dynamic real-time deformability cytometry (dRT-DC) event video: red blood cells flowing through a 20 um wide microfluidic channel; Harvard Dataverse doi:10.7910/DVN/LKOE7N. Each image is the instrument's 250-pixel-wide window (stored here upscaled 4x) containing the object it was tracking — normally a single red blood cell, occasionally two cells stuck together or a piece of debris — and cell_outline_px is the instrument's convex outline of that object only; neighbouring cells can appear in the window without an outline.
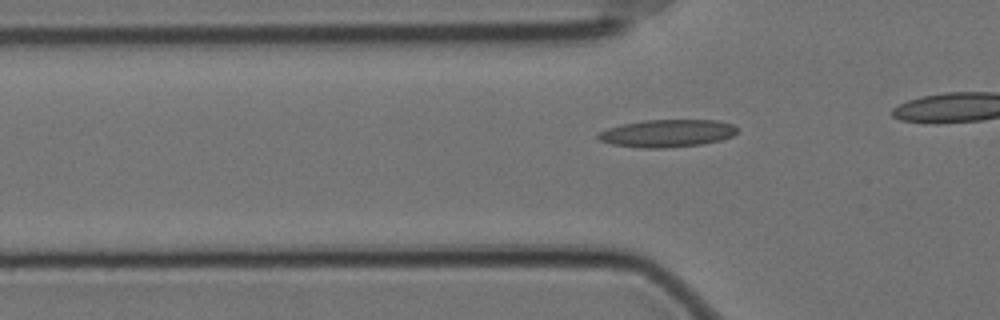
{"species": "Egyptian fruit bat (a non-hibernating species)", "species_latin": "Rousettus aegyptiacus", "temperature_condition": "cold", "stored_images_in_passage": 42, "camera_frame_rate_fps": 3000, "um_per_image_px": 0.085, "animal": {"sex": "female"}, "frame": {"image": 1, "passage_image": 15, "time_ms": 4.667, "image_size_px": [1000, 320], "cell_outline_px": [[736, 132], [732, 136], [720, 140], [700, 144], [664, 148], [644, 148], [612, 144], [600, 140], [596, 136], [600, 132], [608, 128], [620, 124], [644, 120], [716, 120], [732, 124], [736, 128]], "centroid_in_image_um": [56.68, 11.32], "position_along_channel_um": 69.1, "area_um2": 22.14}}
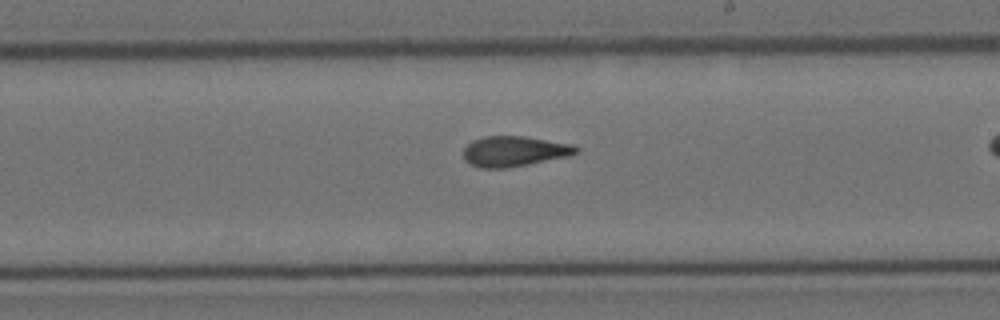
{"frame": {"image": 2, "passage_image": 30, "time_ms": 9.667, "image_size_px": [1000, 320], "cell_outline_px": [[580, 152], [572, 156], [508, 168], [480, 168], [468, 164], [464, 160], [464, 148], [472, 140], [484, 136], [524, 136], [572, 144], [580, 148]], "centroid_in_image_um": [43.74, 12.87], "position_along_channel_um": 245.3, "area_um2": 20.29}}
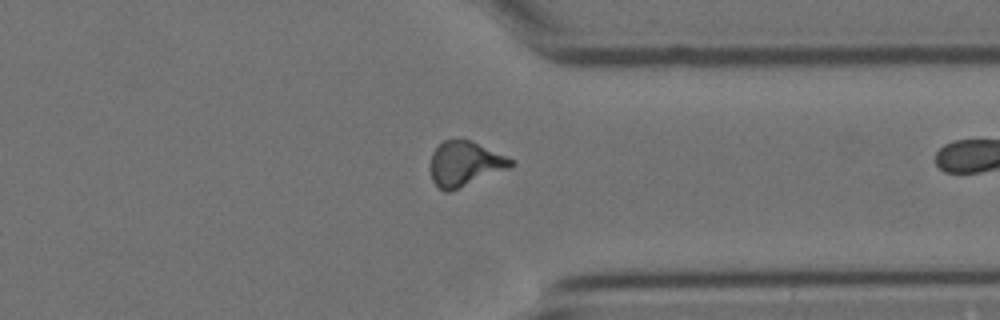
{"frame": {"image": 3, "passage_image": 41, "time_ms": 13.333, "image_size_px": [1000, 320], "cell_outline_px": [[516, 164], [512, 168], [448, 192], [444, 192], [432, 180], [432, 152], [444, 140], [460, 136], [472, 140], [516, 160]], "centroid_in_image_um": [39.59, 13.88], "position_along_channel_um": 371.8, "area_um2": 21.44}}